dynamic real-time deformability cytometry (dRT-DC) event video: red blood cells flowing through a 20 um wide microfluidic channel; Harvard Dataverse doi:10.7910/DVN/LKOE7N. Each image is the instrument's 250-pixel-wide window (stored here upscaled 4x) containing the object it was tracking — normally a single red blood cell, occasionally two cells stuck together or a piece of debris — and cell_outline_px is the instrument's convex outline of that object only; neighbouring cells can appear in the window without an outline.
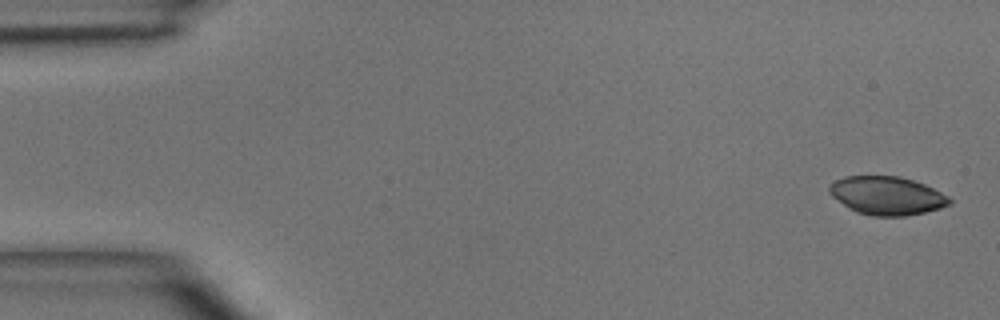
{"species": "common noctule bat (a hibernating species)", "species_latin": "Nyctalus noctula", "temperature_condition": "room temperature", "stored_images_in_passage": 4, "camera_frame_rate_fps": 3000, "um_per_image_px": 0.085, "animal": {"sex": "male", "body_mass_g": 15.6}, "frame": {"image": 1, "passage_image": 1, "time_ms": 0.0, "image_size_px": [1000, 320], "cell_outline_px": [[952, 204], [940, 208], [924, 212], [904, 216], [872, 216], [856, 212], [848, 208], [832, 196], [828, 192], [828, 188], [836, 180], [844, 176], [900, 176], [924, 184], [948, 196], [952, 200]], "centroid_in_image_um": [75.38, 16.63], "position_along_channel_um": 9.6, "area_um2": 26.82}}
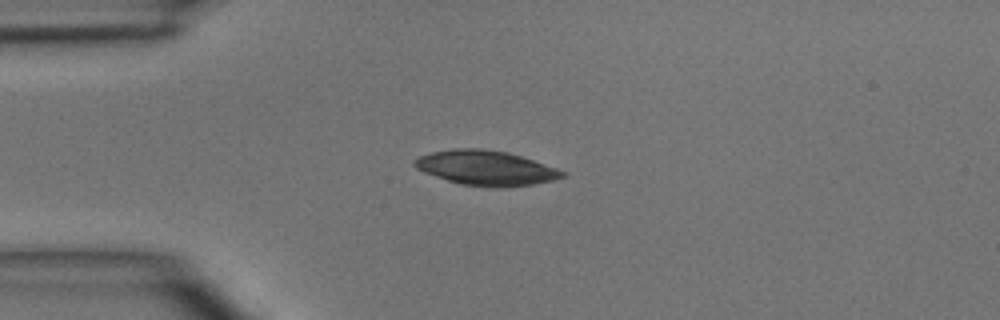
{"frame": {"image": 2, "passage_image": 4, "time_ms": 3.333, "image_size_px": [1000, 320], "cell_outline_px": [[568, 172], [564, 176], [552, 180], [532, 184], [500, 188], [492, 188], [460, 184], [424, 172], [416, 168], [412, 164], [420, 156], [432, 152], [452, 148], [480, 148], [508, 152]], "centroid_in_image_um": [41.3, 14.28], "position_along_channel_um": 43.7, "area_um2": 29.77}}